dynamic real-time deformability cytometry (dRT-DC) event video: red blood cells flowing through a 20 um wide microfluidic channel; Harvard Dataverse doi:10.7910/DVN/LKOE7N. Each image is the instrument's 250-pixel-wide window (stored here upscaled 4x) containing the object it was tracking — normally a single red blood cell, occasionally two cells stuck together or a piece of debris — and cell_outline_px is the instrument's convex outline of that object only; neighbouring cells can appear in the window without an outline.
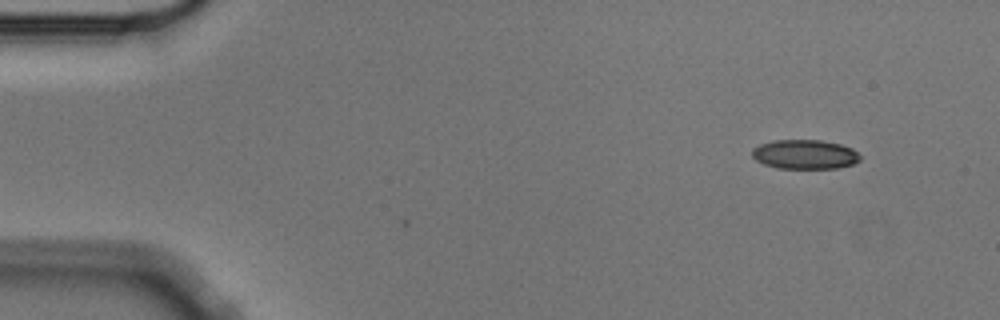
{"species": "Egyptian fruit bat (a non-hibernating species)", "species_latin": "Rousettus aegyptiacus", "temperature_condition": "cold", "stored_images_in_passage": 4, "camera_frame_rate_fps": 3000, "um_per_image_px": 0.085, "animal": {"sex": "male"}, "frame": {"image": 1, "passage_image": 1, "time_ms": 0.0, "image_size_px": [1000, 320], "cell_outline_px": [[860, 160], [852, 164], [836, 168], [776, 168], [764, 164], [756, 160], [752, 156], [752, 148], [760, 144], [776, 140], [820, 140], [840, 144], [852, 148], [860, 156]], "centroid_in_image_um": [68.39, 13.12], "position_along_channel_um": 16.6, "area_um2": 18.38}}
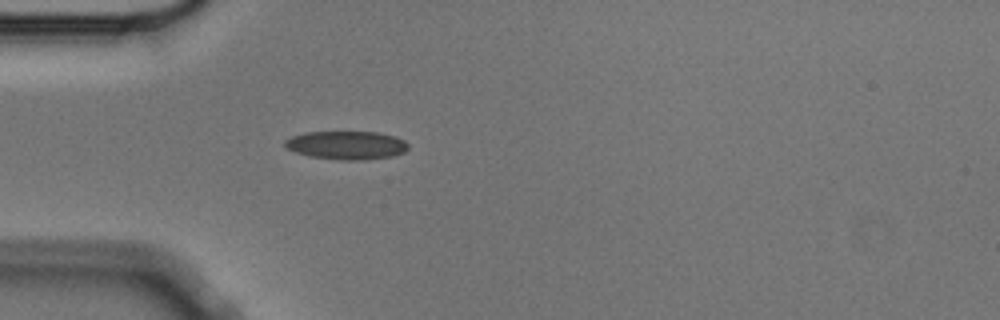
{"frame": {"image": 2, "passage_image": 4, "time_ms": 1.0, "image_size_px": [1000, 320], "cell_outline_px": [[408, 148], [404, 152], [392, 156], [364, 160], [340, 160], [308, 156], [284, 148], [284, 140], [292, 136], [304, 132], [376, 132], [396, 136], [404, 140], [408, 144]], "centroid_in_image_um": [29.43, 12.34], "position_along_channel_um": 55.6, "area_um2": 20.58}}